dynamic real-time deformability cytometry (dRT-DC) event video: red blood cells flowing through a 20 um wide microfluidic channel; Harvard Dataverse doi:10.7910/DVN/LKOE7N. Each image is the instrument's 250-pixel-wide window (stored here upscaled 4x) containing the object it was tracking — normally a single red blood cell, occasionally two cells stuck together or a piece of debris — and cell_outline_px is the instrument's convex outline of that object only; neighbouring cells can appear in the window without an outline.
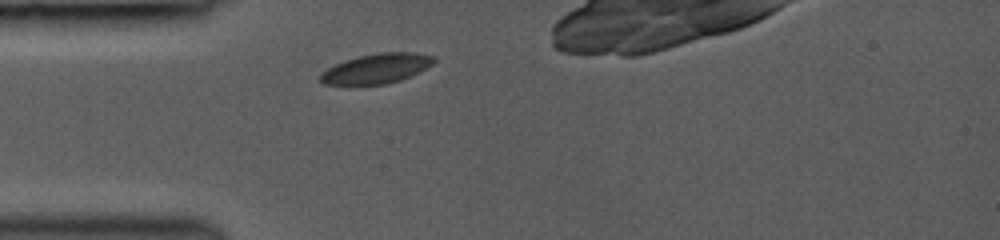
{"species": "common noctule bat (a hibernating species)", "species_latin": "Nyctalus noctula", "temperature_condition": "room temperature", "stored_images_in_passage": 12, "camera_frame_rate_fps": 3000, "um_per_image_px": 0.085, "animal": {"sex": "female", "body_mass_g": 19.0, "forearm_length_mm": 53.3}, "frame": {"image": 1, "passage_image": 2, "time_ms": 0.667, "image_size_px": [1000, 240], "cell_outline_px": [[436, 60], [432, 64], [400, 80], [384, 84], [348, 88], [324, 84], [320, 80], [320, 76], [328, 68], [344, 60], [360, 56], [380, 52], [416, 52], [436, 56]], "centroid_in_image_um": [31.94, 5.86], "position_along_channel_um": 53.1, "area_um2": 20.17}}
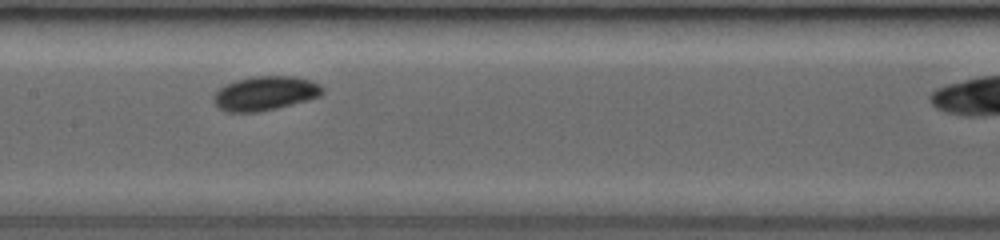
{"frame": {"image": 2, "passage_image": 7, "time_ms": 4.0, "image_size_px": [1000, 240], "cell_outline_px": [[324, 92], [320, 96], [276, 108], [256, 112], [224, 112], [212, 100], [212, 96], [224, 84], [236, 80], [252, 76], [296, 76], [312, 80], [320, 84], [324, 88]], "centroid_in_image_um": [22.53, 7.92], "position_along_channel_um": 184.9, "area_um2": 21.79}}
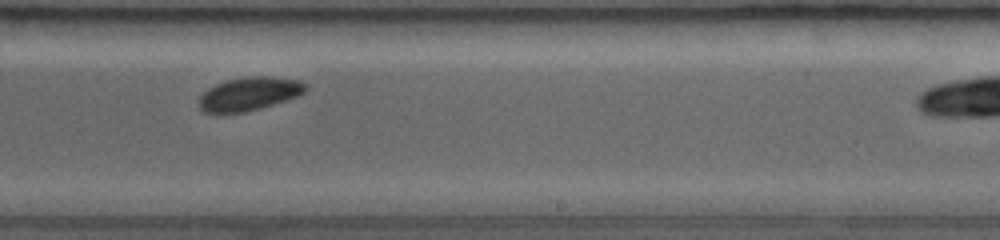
{"frame": {"image": 3, "passage_image": 10, "time_ms": 6.0, "image_size_px": [1000, 240], "cell_outline_px": [[308, 88], [304, 92], [296, 96], [260, 108], [244, 112], [200, 112], [196, 100], [208, 88], [216, 84], [228, 80], [248, 76], [268, 76], [300, 80], [308, 84]], "centroid_in_image_um": [21.15, 7.97], "position_along_channel_um": 267.8, "area_um2": 20.69}}